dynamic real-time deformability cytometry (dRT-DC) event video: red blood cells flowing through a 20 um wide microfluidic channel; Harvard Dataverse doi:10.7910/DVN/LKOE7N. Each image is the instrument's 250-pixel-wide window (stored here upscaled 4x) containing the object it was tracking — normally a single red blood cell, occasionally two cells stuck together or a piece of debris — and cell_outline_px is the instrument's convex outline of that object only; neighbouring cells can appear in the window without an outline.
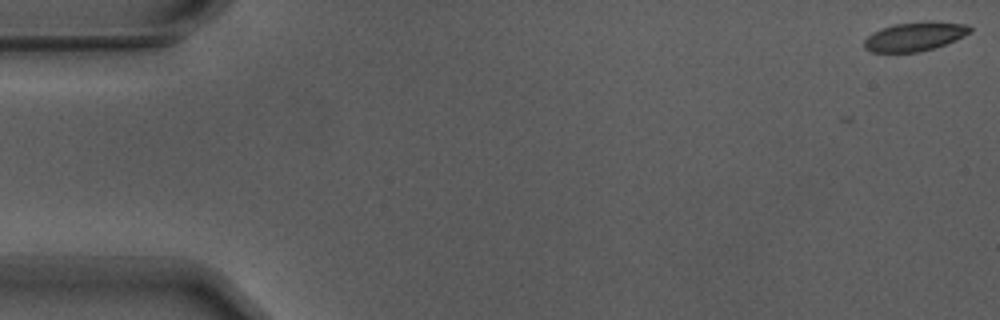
{"species": "Egyptian fruit bat (a non-hibernating species)", "species_latin": "Rousettus aegyptiacus", "temperature_condition": "warm", "stored_images_in_passage": 7, "camera_frame_rate_fps": 3000, "um_per_image_px": 0.085, "animal": {"sex": "male"}, "frame": {"image": 1, "passage_image": 1, "time_ms": 0.0, "image_size_px": [1000, 320], "cell_outline_px": [[972, 32], [956, 40], [932, 48], [916, 52], [872, 52], [864, 48], [864, 40], [872, 32], [880, 28], [896, 24], [928, 20], [968, 24], [972, 28]], "centroid_in_image_um": [77.78, 3.08], "position_along_channel_um": 7.2, "area_um2": 17.98}}